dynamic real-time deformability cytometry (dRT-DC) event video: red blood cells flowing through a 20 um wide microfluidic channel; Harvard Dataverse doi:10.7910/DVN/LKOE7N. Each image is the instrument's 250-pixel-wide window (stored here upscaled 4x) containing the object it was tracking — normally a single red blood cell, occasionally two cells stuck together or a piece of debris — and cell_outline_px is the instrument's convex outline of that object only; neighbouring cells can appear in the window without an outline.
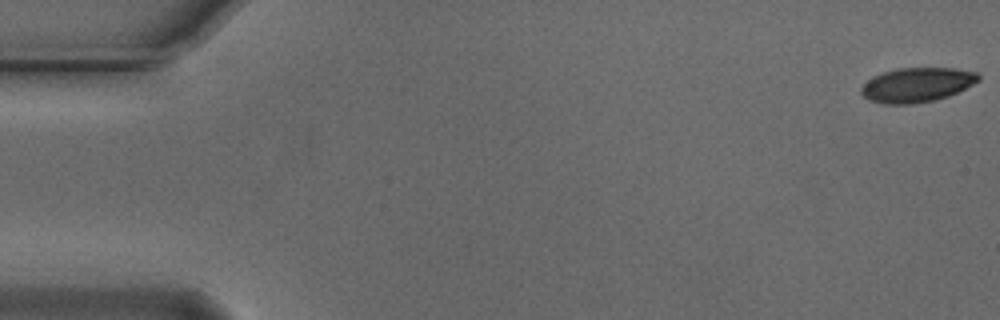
{"species": "Egyptian fruit bat (a non-hibernating species)", "species_latin": "Rousettus aegyptiacus", "temperature_condition": "cold", "stored_images_in_passage": 55, "camera_frame_rate_fps": 3000, "um_per_image_px": 0.085, "animal": {"sex": "male"}, "frame": {"image": 1, "passage_image": 1, "time_ms": 0.0, "image_size_px": [1000, 320], "cell_outline_px": [[980, 80], [948, 96], [932, 100], [912, 104], [884, 104], [868, 100], [860, 92], [860, 88], [872, 76], [896, 68], [956, 68], [976, 72], [980, 76]], "centroid_in_image_um": [77.9, 7.21], "position_along_channel_um": 7.1, "area_um2": 23.47}}
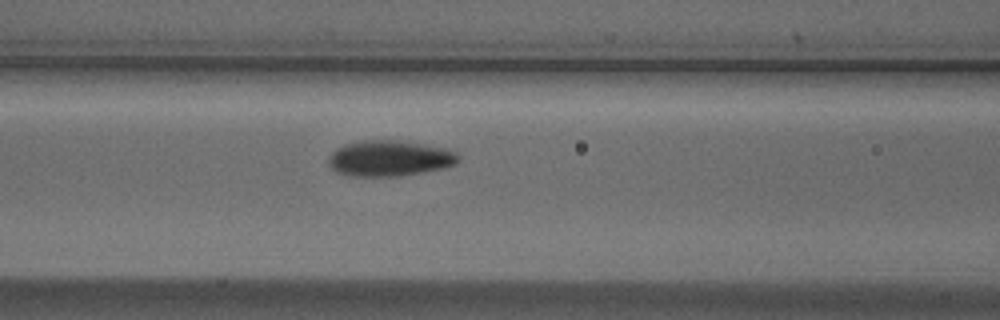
{"frame": {"image": 2, "passage_image": 23, "time_ms": 7.333, "image_size_px": [1000, 320], "cell_outline_px": [[460, 160], [456, 164], [444, 168], [424, 172], [400, 176], [348, 176], [336, 172], [328, 164], [328, 156], [336, 148], [344, 144], [364, 140], [396, 140], [424, 144], [444, 148], [456, 152]], "centroid_in_image_um": [33.09, 13.46], "position_along_channel_um": 133.5, "area_um2": 27.28}}
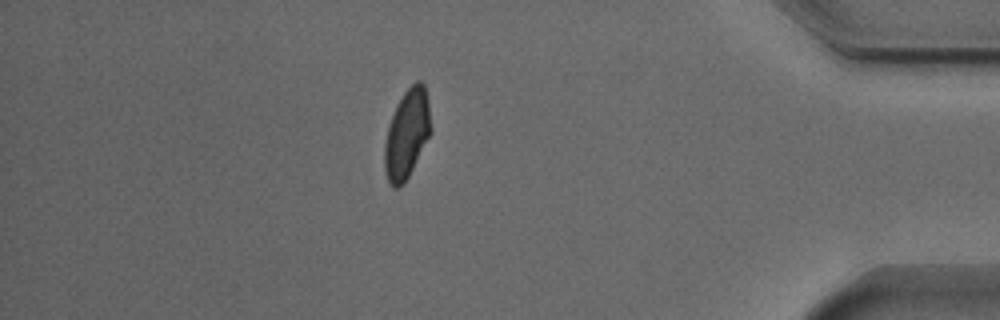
{"frame": {"image": 3, "passage_image": 48, "time_ms": 15.667, "image_size_px": [1000, 320], "cell_outline_px": [[432, 132], [404, 184], [400, 188], [392, 188], [388, 180], [384, 168], [384, 144], [388, 124], [396, 104], [404, 92], [416, 80], [420, 80], [424, 84], [428, 100], [432, 128]], "centroid_in_image_um": [34.58, 11.39], "position_along_channel_um": 400.6, "area_um2": 24.33}, "authors_computed_cell_mechanics": {"area_um2": 25.143, "velocity_mm_per_s": 3.7172, "shape_relaxation_time_tau1_ms": 2.7216, "shape_relaxation_time_tau2_ms": 0.8924, "deformation_change_tau1": 0.1192, "deformation_change_tau2": 0.0381}}